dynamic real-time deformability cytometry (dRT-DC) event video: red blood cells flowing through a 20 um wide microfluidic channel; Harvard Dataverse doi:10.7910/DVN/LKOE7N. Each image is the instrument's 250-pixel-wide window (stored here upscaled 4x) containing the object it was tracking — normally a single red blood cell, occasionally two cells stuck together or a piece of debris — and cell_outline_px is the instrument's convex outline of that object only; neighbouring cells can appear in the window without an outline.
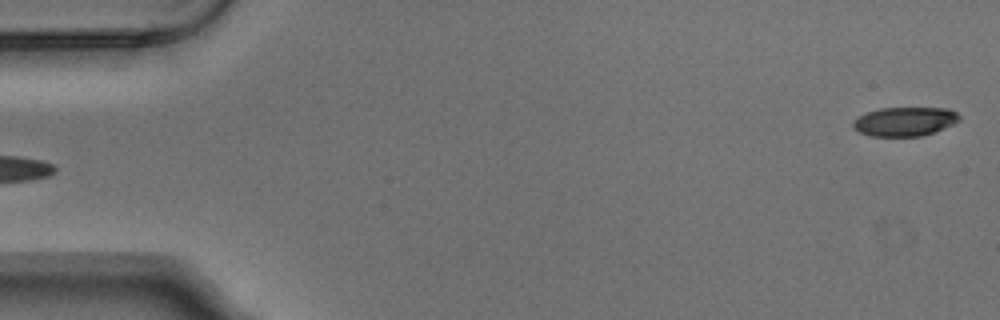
{"species": "Egyptian fruit bat (a non-hibernating species)", "species_latin": "Rousettus aegyptiacus", "temperature_condition": "warm", "stored_images_in_passage": 5, "segment_of_instrument_passage": [2, 2], "camera_frame_rate_fps": 3000, "um_per_image_px": 0.085, "animal": {"sex": "male"}, "frame": {"image": 1, "passage_image": 5, "time_ms": 1.333, "image_size_px": [1000, 320], "cell_outline_px": [[960, 120], [952, 124], [932, 132], [920, 136], [872, 136], [860, 132], [852, 128], [852, 120], [856, 116], [880, 108], [948, 108], [956, 112], [960, 116]], "centroid_in_image_um": [76.85, 10.32], "position_along_channel_um": 8.1, "area_um2": 17.92}}